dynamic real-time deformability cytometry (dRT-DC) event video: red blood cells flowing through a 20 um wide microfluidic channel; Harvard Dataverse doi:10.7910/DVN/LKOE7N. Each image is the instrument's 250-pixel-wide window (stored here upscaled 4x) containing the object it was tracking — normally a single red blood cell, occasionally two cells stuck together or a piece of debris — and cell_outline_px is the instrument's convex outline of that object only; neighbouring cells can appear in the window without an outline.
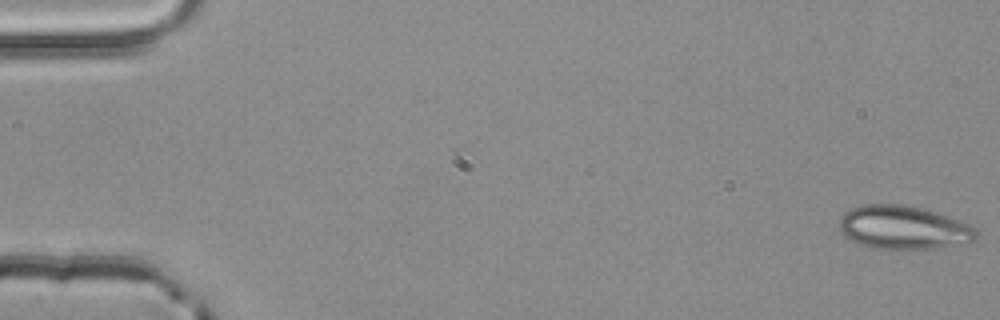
{"species": "common noctule bat (a hibernating species)", "species_latin": "Nyctalus noctula", "temperature_condition": "room temperature", "stored_images_in_passage": 5, "camera_frame_rate_fps": 3000, "um_per_image_px": 0.085, "animal": {"sex": "male", "body_mass_g": 20.4}, "frame": {"image": 1, "passage_image": 1, "time_ms": 0.0, "image_size_px": [1000, 320], "cell_outline_px": [[976, 236], [972, 240], [932, 248], [892, 252], [872, 248], [860, 244], [844, 236], [840, 232], [840, 216], [844, 212], [852, 208], [864, 204], [900, 204], [920, 208], [936, 212], [968, 224], [976, 228]], "centroid_in_image_um": [76.7, 19.36], "position_along_channel_um": 8.3, "area_um2": 34.85}}